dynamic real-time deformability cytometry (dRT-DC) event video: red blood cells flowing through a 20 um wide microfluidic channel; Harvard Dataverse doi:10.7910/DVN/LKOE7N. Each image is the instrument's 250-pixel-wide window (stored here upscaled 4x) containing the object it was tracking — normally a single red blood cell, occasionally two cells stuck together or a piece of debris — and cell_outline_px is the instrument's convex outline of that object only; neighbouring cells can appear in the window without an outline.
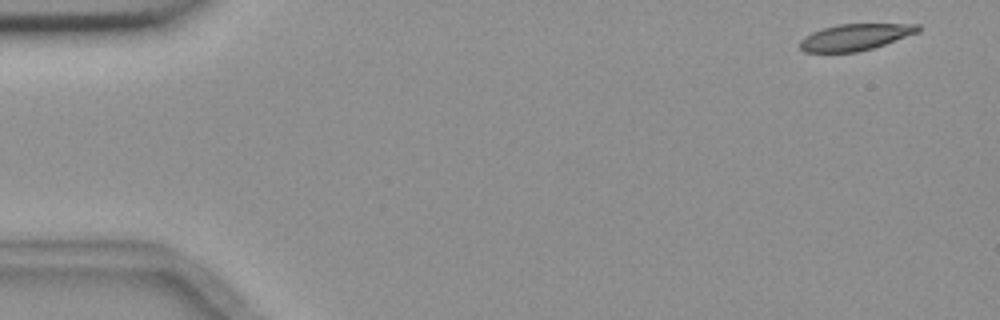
{"species": "common noctule bat (a hibernating species)", "species_latin": "Nyctalus noctula", "temperature_condition": "room temperature", "stored_images_in_passage": 9, "camera_frame_rate_fps": 3000, "um_per_image_px": 0.085, "animal": {"sex": "female", "body_mass_g": 18.4}, "frame": {"image": 1, "passage_image": 1, "time_ms": 0.0, "image_size_px": [1000, 320], "cell_outline_px": [[920, 32], [860, 52], [804, 52], [800, 48], [800, 40], [804, 36], [812, 32], [824, 28], [840, 24], [920, 24]], "centroid_in_image_um": [72.69, 3.16], "position_along_channel_um": 12.3, "area_um2": 18.15}}
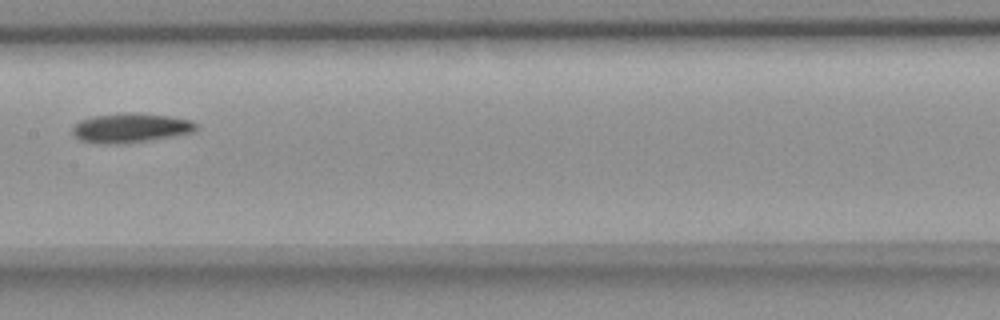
{"frame": {"image": 2, "passage_image": 8, "time_ms": 8.333, "image_size_px": [1000, 320], "cell_outline_px": [[196, 132], [176, 136], [120, 144], [100, 144], [80, 140], [72, 132], [72, 128], [80, 120], [92, 116], [132, 112], [168, 116], [192, 120], [196, 124]], "centroid_in_image_um": [11.11, 10.88], "position_along_channel_um": 196.3, "area_um2": 21.21}}
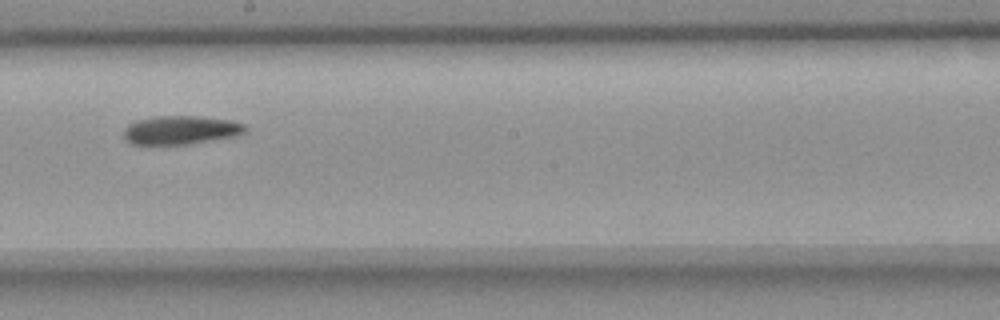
{"frame": {"image": 3, "passage_image": 9, "time_ms": 9.333, "image_size_px": [1000, 320], "cell_outline_px": [[248, 128], [244, 132], [236, 136], [192, 144], [132, 144], [124, 136], [124, 128], [128, 124], [136, 120], [160, 116], [200, 116], [228, 120], [244, 124]], "centroid_in_image_um": [15.38, 11.05], "position_along_channel_um": 232.8, "area_um2": 20.23}}